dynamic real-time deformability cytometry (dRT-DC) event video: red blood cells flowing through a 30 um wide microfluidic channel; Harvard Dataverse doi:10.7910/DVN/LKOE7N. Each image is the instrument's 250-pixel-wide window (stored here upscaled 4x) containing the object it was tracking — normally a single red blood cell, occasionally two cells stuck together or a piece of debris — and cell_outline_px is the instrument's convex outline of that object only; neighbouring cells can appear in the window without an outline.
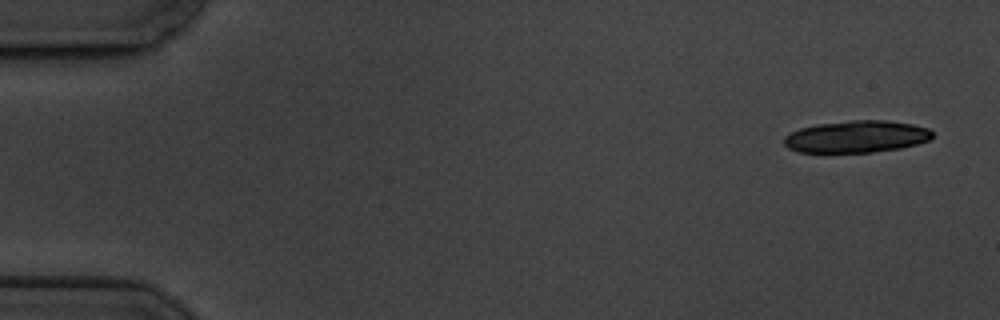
{"species": "common noctule bat (a hibernating species)", "species_latin": "Nyctalus noctula", "temperature_condition": "cold", "stored_images_in_passage": 9, "camera_frame_rate_fps": 3000, "um_per_image_px": 0.085, "animal": {"sex": "male", "body_mass_g": 19.5, "forearm_length_mm": 54.6}, "frame": {"image": 1, "passage_image": 1, "time_ms": 0.0, "image_size_px": [1000, 320], "cell_outline_px": [[932, 136], [928, 140], [916, 144], [900, 148], [872, 152], [828, 156], [800, 152], [788, 148], [784, 144], [784, 136], [800, 128], [816, 124], [852, 120], [884, 120], [912, 124], [928, 128], [932, 132]], "centroid_in_image_um": [72.71, 11.66], "position_along_channel_um": 12.3, "area_um2": 28.55}}
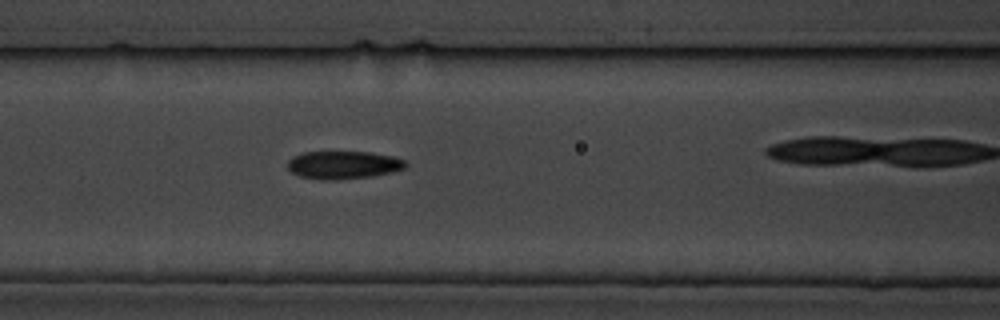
{"frame": {"image": 2, "passage_image": 8, "time_ms": 9.0, "image_size_px": [1000, 320], "cell_outline_px": [[408, 164], [404, 168], [392, 172], [372, 176], [336, 180], [320, 180], [300, 176], [292, 172], [288, 168], [288, 160], [292, 156], [304, 152], [368, 152], [392, 156], [404, 160]], "centroid_in_image_um": [29.17, 14.02], "position_along_channel_um": 137.4, "area_um2": 19.19}}